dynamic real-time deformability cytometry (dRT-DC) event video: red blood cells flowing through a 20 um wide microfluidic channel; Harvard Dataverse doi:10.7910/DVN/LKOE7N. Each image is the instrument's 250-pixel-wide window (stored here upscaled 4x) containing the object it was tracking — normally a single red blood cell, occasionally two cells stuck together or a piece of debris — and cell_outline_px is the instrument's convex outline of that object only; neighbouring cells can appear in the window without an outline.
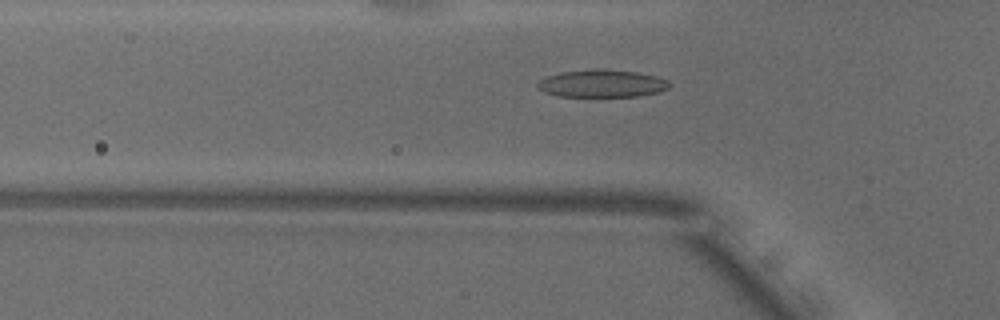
{"species": "common noctule bat (a hibernating species)", "species_latin": "Nyctalus noctula", "temperature_condition": "warm", "stored_images_in_passage": 50, "camera_frame_rate_fps": 3000, "um_per_image_px": 0.085, "animal": {"sex": "male", "body_mass_g": 18.8}, "frame": {"image": 1, "passage_image": 16, "time_ms": 5.0, "image_size_px": [1000, 320], "cell_outline_px": [[668, 88], [660, 92], [636, 96], [560, 96], [544, 92], [536, 88], [536, 84], [540, 80], [548, 76], [560, 72], [636, 72], [656, 76], [668, 80]], "centroid_in_image_um": [51.16, 7.15], "position_along_channel_um": 74.6, "area_um2": 20.0}}
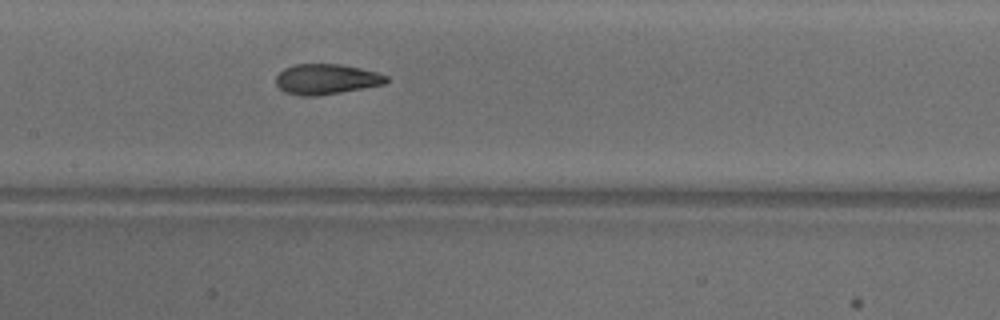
{"frame": {"image": 2, "passage_image": 24, "time_ms": 7.667, "image_size_px": [1000, 320], "cell_outline_px": [[388, 80], [384, 84], [340, 92], [316, 96], [300, 96], [284, 92], [276, 84], [276, 76], [284, 68], [296, 64], [340, 64], [360, 68], [376, 72], [388, 76]], "centroid_in_image_um": [27.71, 6.73], "position_along_channel_um": 179.7, "area_um2": 19.42}}
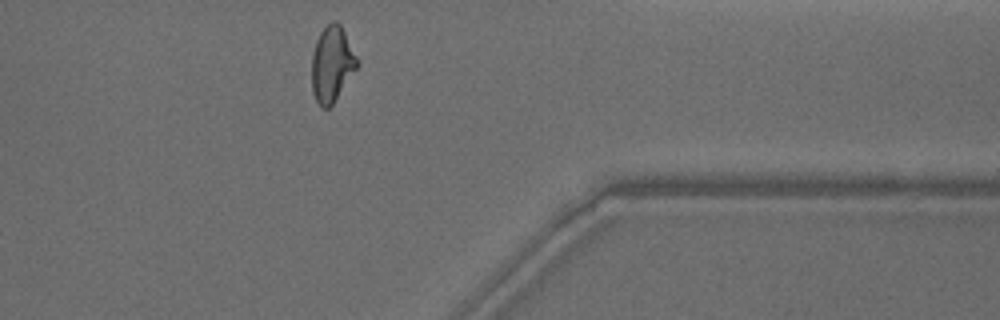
{"frame": {"image": 3, "passage_image": 41, "time_ms": 13.333, "image_size_px": [1000, 320], "cell_outline_px": [[360, 64], [332, 104], [328, 108], [324, 108], [316, 100], [312, 92], [312, 56], [316, 40], [320, 32], [332, 20], [336, 20], [340, 24]], "centroid_in_image_um": [28.21, 5.43], "position_along_channel_um": 383.2, "area_um2": 19.71}, "authors_computed_cell_mechanics": {"area_um2": 20.1144, "velocity_mm_per_s": 3.8829, "shape_relaxation_time_tau1_ms": 4.0149, "shape_relaxation_time_tau2_ms": 1.4174, "deformation_change_tau1": 0.1855, "deformation_change_tau2": 0.0857}}